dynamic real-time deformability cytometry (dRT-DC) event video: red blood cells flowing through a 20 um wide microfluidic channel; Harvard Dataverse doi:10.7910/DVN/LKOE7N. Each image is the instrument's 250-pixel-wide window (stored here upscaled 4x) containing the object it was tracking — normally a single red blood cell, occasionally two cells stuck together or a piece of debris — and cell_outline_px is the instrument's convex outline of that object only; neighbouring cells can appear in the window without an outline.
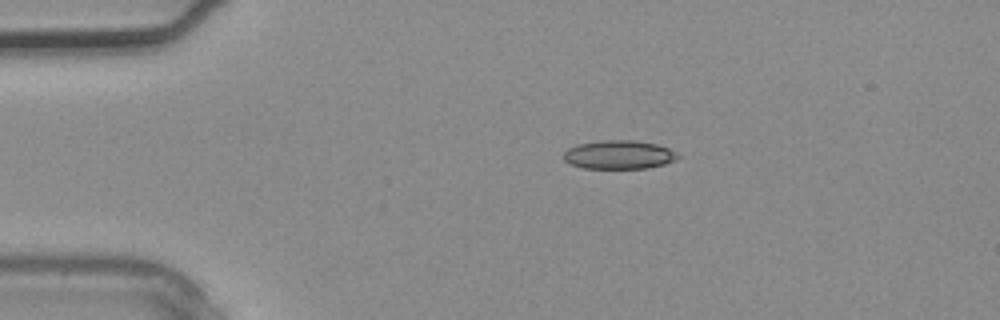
{"species": "common noctule bat (a hibernating species)", "species_latin": "Nyctalus noctula", "temperature_condition": "warm", "stored_images_in_passage": 3, "camera_frame_rate_fps": 3000, "um_per_image_px": 0.085, "animal": {"sex": "male", "body_mass_g": 20.4}, "frame": {"image": 1, "passage_image": 2, "time_ms": 0.333, "image_size_px": [1000, 320], "cell_outline_px": [[680, 156], [676, 160], [664, 164], [648, 168], [584, 168], [568, 164], [564, 160], [564, 152], [568, 148], [576, 144], [600, 140], [636, 140], [656, 144], [668, 148], [676, 152]], "centroid_in_image_um": [52.59, 13.14], "position_along_channel_um": 32.4, "area_um2": 19.25}}